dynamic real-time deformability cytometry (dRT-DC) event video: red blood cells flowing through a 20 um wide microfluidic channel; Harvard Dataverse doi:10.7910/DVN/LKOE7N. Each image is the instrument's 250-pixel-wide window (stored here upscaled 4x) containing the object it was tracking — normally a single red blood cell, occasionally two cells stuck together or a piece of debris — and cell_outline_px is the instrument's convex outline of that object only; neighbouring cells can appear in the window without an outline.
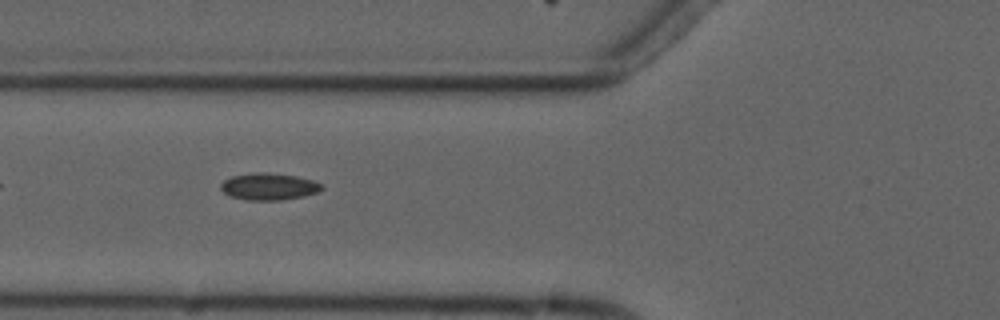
{"species": "common noctule bat (a hibernating species)", "species_latin": "Nyctalus noctula", "temperature_condition": "cold", "stored_images_in_passage": 6, "camera_frame_rate_fps": 3000, "um_per_image_px": 0.085, "animal": {"sex": "male", "forearm_length_mm": 52.5}, "frame": {"image": 1, "passage_image": 5, "time_ms": 5.333, "image_size_px": [1000, 320], "cell_outline_px": [[324, 188], [316, 192], [304, 196], [284, 200], [248, 200], [228, 196], [220, 188], [220, 184], [224, 180], [232, 176], [252, 172], [264, 172], [296, 176], [312, 180], [324, 184]], "centroid_in_image_um": [22.84, 15.86], "position_along_channel_um": 103.0, "area_um2": 15.95}}
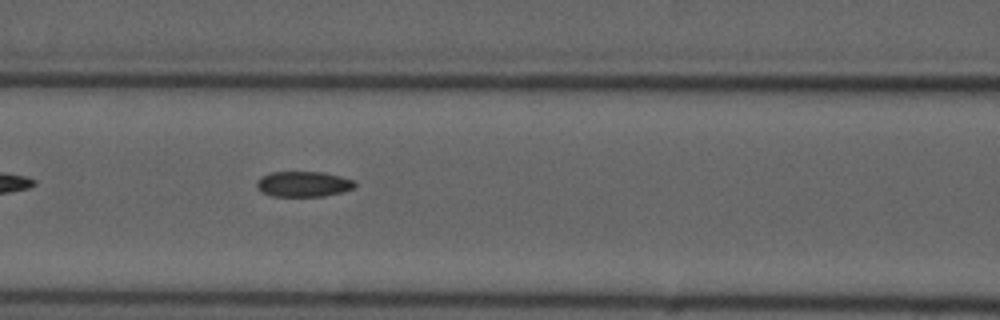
{"frame": {"image": 2, "passage_image": 6, "time_ms": 6.333, "image_size_px": [1000, 320], "cell_outline_px": [[356, 188], [344, 192], [324, 196], [272, 196], [260, 192], [256, 188], [256, 184], [260, 176], [272, 172], [324, 172], [356, 180]], "centroid_in_image_um": [25.81, 15.65], "position_along_channel_um": 140.8, "area_um2": 14.85}}